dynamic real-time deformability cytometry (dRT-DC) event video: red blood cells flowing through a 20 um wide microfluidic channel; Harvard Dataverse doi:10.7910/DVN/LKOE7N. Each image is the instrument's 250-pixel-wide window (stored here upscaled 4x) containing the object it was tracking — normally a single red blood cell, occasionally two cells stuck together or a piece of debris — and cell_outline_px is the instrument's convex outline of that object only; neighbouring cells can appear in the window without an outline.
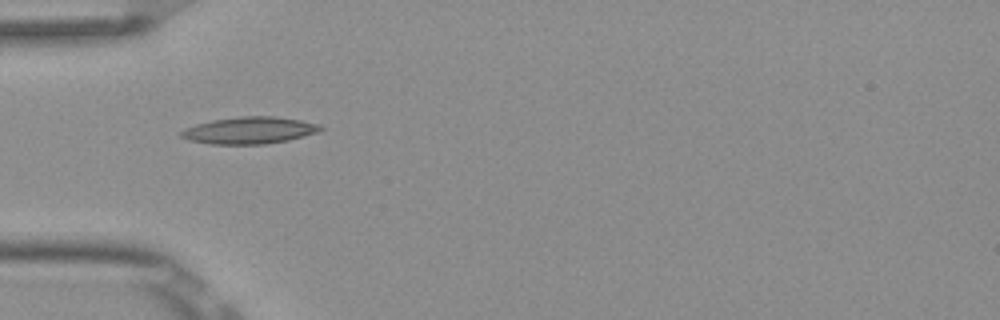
{"species": "Egyptian fruit bat (a non-hibernating species)", "species_latin": "Rousettus aegyptiacus", "temperature_condition": "room temperature", "stored_images_in_passage": 7, "camera_frame_rate_fps": 3000, "um_per_image_px": 0.085, "frame": {"image": 1, "passage_image": 5, "time_ms": 1.333, "image_size_px": [1000, 320], "cell_outline_px": [[324, 128], [316, 132], [304, 136], [288, 140], [264, 144], [212, 144], [188, 140], [180, 136], [180, 132], [184, 128], [196, 124], [212, 120], [240, 116], [276, 116], [300, 120], [320, 124]], "centroid_in_image_um": [21.19, 11.07], "position_along_channel_um": 63.8, "area_um2": 21.85}}
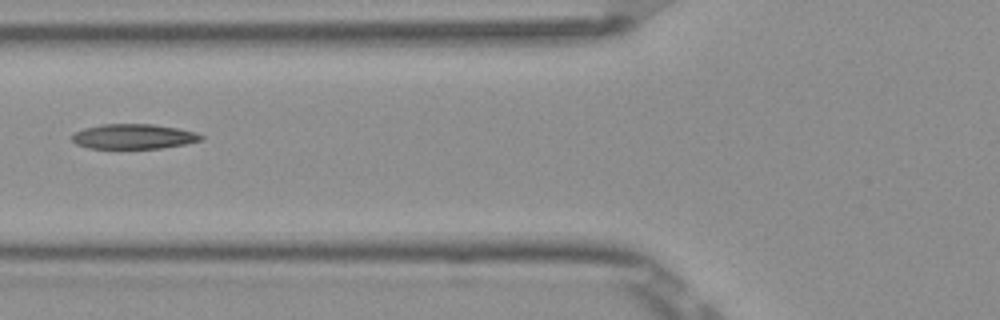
{"frame": {"image": 2, "passage_image": 6, "time_ms": 1.667, "image_size_px": [1000, 320], "cell_outline_px": [[204, 136], [200, 140], [184, 144], [160, 148], [88, 148], [76, 144], [72, 140], [72, 132], [84, 128], [100, 124], [152, 124], [176, 128], [196, 132]], "centroid_in_image_um": [11.3, 11.59], "position_along_channel_um": 114.5, "area_um2": 18.67}}
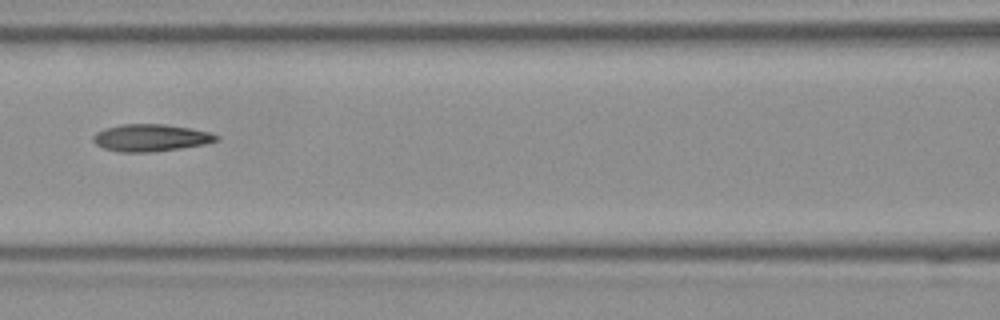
{"frame": {"image": 3, "passage_image": 7, "time_ms": 2.0, "image_size_px": [1000, 320], "cell_outline_px": [[220, 140], [204, 144], [156, 152], [120, 152], [104, 148], [96, 144], [92, 140], [92, 136], [96, 132], [104, 128], [120, 124], [164, 124], [192, 128], [208, 132], [220, 136]], "centroid_in_image_um": [12.8, 11.71], "position_along_channel_um": 153.8, "area_um2": 19.65}}